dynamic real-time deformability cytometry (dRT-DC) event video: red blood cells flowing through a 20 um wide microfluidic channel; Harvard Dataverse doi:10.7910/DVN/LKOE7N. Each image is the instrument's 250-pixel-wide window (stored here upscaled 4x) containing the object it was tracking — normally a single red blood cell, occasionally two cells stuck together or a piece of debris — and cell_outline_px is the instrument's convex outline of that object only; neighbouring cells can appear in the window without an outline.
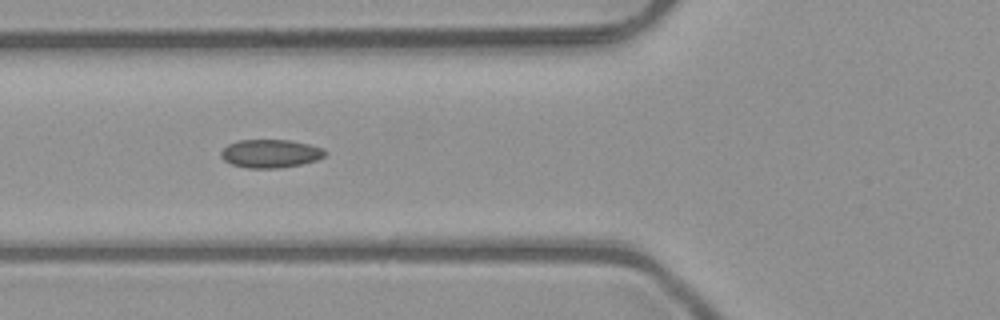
{"species": "common noctule bat (a hibernating species)", "species_latin": "Nyctalus noctula", "temperature_condition": "room temperature", "stored_images_in_passage": 6, "camera_frame_rate_fps": 3000, "um_per_image_px": 0.085, "animal": {"sex": "male", "body_mass_g": 23.1, "forearm_length_mm": 52.7}, "frame": {"image": 1, "passage_image": 4, "time_ms": 1.0, "image_size_px": [1000, 320], "cell_outline_px": [[328, 152], [324, 156], [316, 160], [300, 164], [276, 168], [248, 168], [232, 164], [224, 160], [220, 156], [220, 152], [228, 144], [236, 140], [288, 140], [308, 144], [324, 148]], "centroid_in_image_um": [22.98, 13.04], "position_along_channel_um": 102.8, "area_um2": 17.11}}
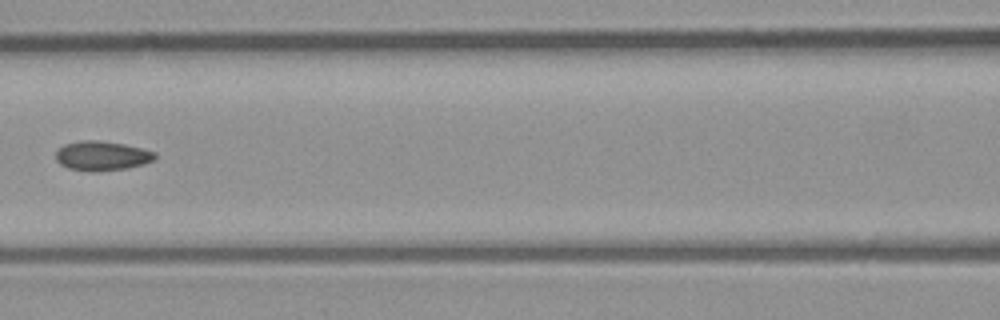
{"frame": {"image": 2, "passage_image": 5, "time_ms": 1.333, "image_size_px": [1000, 320], "cell_outline_px": [[156, 156], [152, 160], [144, 164], [128, 168], [96, 172], [92, 172], [68, 168], [60, 164], [56, 160], [56, 152], [64, 144], [80, 140], [96, 140], [124, 144], [156, 152]], "centroid_in_image_um": [8.65, 13.25], "position_along_channel_um": 158.0, "area_um2": 17.05}}
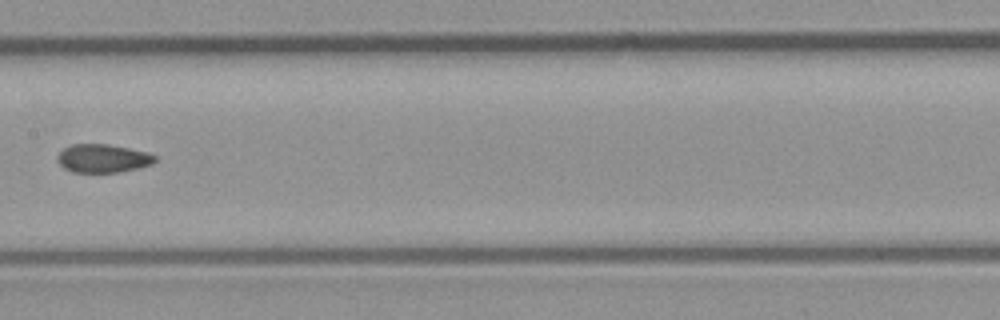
{"frame": {"image": 3, "passage_image": 6, "time_ms": 1.667, "image_size_px": [1000, 320], "cell_outline_px": [[156, 160], [152, 164], [120, 172], [72, 172], [64, 168], [56, 160], [56, 156], [64, 148], [72, 144], [108, 144], [148, 152], [156, 156]], "centroid_in_image_um": [8.72, 13.46], "position_along_channel_um": 198.7, "area_um2": 16.13}}